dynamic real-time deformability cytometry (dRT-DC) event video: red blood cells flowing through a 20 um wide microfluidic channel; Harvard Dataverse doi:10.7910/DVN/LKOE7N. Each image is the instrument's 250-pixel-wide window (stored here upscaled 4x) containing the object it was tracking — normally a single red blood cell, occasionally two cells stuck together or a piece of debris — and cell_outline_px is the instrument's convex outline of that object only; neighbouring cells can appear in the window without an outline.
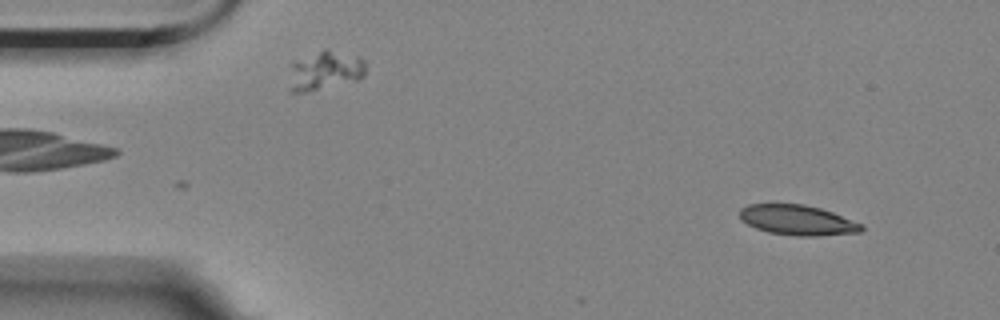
{"species": "Egyptian fruit bat (a non-hibernating species)", "species_latin": "Rousettus aegyptiacus", "temperature_condition": "room temperature", "stored_images_in_passage": 6, "camera_frame_rate_fps": 3000, "um_per_image_px": 0.085, "animal": {"sex": "female"}, "frame": {"image": 1, "passage_image": 2, "time_ms": 0.333, "image_size_px": [1000, 320], "cell_outline_px": [[864, 228], [860, 232], [816, 236], [796, 236], [768, 232], [756, 228], [748, 224], [740, 216], [740, 208], [748, 204], [804, 204], [820, 208], [832, 212], [864, 224]], "centroid_in_image_um": [67.82, 18.71], "position_along_channel_um": 17.2, "area_um2": 21.33}}